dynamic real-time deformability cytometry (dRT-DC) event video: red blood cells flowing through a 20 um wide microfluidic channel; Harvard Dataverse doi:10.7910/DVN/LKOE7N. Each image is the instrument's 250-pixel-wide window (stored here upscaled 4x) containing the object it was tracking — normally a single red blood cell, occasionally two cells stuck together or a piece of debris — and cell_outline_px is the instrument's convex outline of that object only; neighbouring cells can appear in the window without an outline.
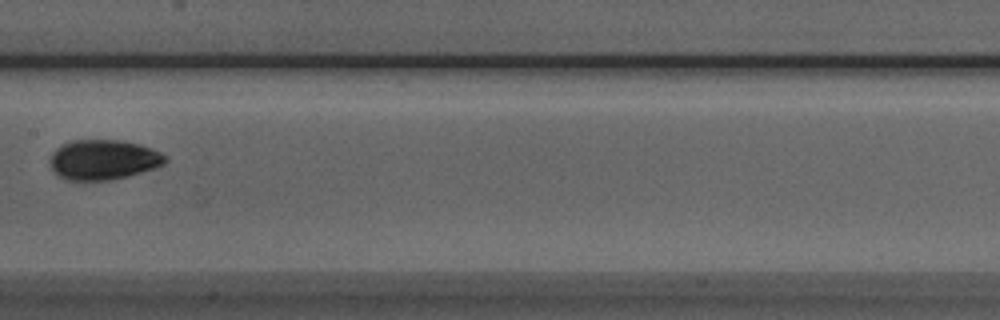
{"species": "Egyptian fruit bat (a non-hibernating species)", "species_latin": "Rousettus aegyptiacus", "temperature_condition": "room temperature", "stored_images_in_passage": 9, "camera_frame_rate_fps": 3000, "um_per_image_px": 0.085, "animal": {"sex": "male"}, "frame": {"image": 1, "passage_image": 7, "time_ms": 7.0, "image_size_px": [1000, 320], "cell_outline_px": [[168, 160], [164, 164], [156, 168], [128, 176], [108, 180], [64, 180], [52, 168], [48, 160], [52, 152], [60, 144], [72, 140], [120, 140], [140, 144], [152, 148], [168, 156]], "centroid_in_image_um": [8.79, 13.56], "position_along_channel_um": 198.6, "area_um2": 27.17}}
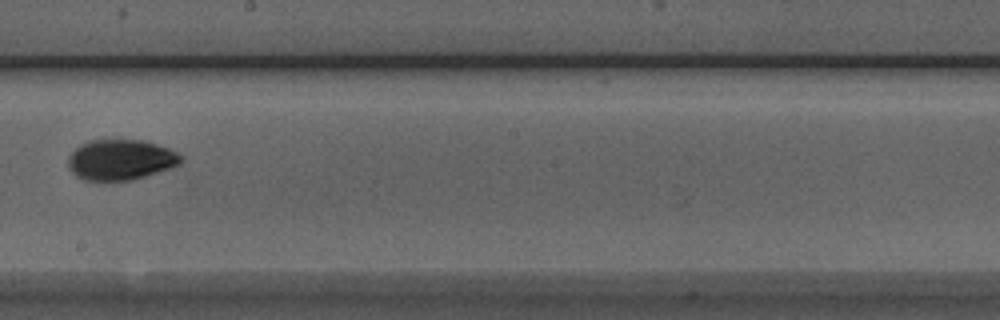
{"frame": {"image": 2, "passage_image": 8, "time_ms": 8.0, "image_size_px": [1000, 320], "cell_outline_px": [[184, 160], [180, 164], [172, 168], [132, 180], [84, 180], [76, 176], [68, 168], [68, 156], [80, 144], [88, 140], [144, 140], [168, 148], [184, 156]], "centroid_in_image_um": [10.27, 13.58], "position_along_channel_um": 237.9, "area_um2": 26.82}}
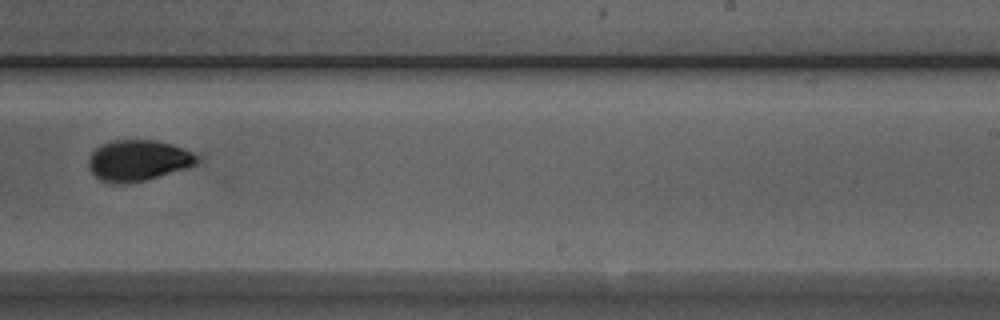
{"frame": {"image": 3, "passage_image": 9, "time_ms": 9.0, "image_size_px": [1000, 320], "cell_outline_px": [[200, 160], [196, 164], [184, 168], [144, 180], [100, 180], [88, 168], [88, 160], [92, 152], [100, 144], [112, 140], [152, 140], [172, 144], [184, 148], [200, 156]], "centroid_in_image_um": [11.76, 13.57], "position_along_channel_um": 277.2, "area_um2": 25.09}}